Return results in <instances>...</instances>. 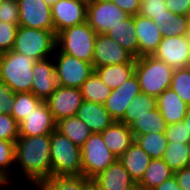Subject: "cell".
Masks as SVG:
<instances>
[{
    "instance_id": "obj_1",
    "label": "cell",
    "mask_w": 190,
    "mask_h": 190,
    "mask_svg": "<svg viewBox=\"0 0 190 190\" xmlns=\"http://www.w3.org/2000/svg\"><path fill=\"white\" fill-rule=\"evenodd\" d=\"M51 134L19 136L15 143V168L25 184L44 181L52 176L50 157Z\"/></svg>"
},
{
    "instance_id": "obj_2",
    "label": "cell",
    "mask_w": 190,
    "mask_h": 190,
    "mask_svg": "<svg viewBox=\"0 0 190 190\" xmlns=\"http://www.w3.org/2000/svg\"><path fill=\"white\" fill-rule=\"evenodd\" d=\"M175 69L153 55L136 58L135 72L140 90L157 98L170 88Z\"/></svg>"
},
{
    "instance_id": "obj_3",
    "label": "cell",
    "mask_w": 190,
    "mask_h": 190,
    "mask_svg": "<svg viewBox=\"0 0 190 190\" xmlns=\"http://www.w3.org/2000/svg\"><path fill=\"white\" fill-rule=\"evenodd\" d=\"M36 61L13 50L0 54V81L14 93L32 92V67Z\"/></svg>"
},
{
    "instance_id": "obj_4",
    "label": "cell",
    "mask_w": 190,
    "mask_h": 190,
    "mask_svg": "<svg viewBox=\"0 0 190 190\" xmlns=\"http://www.w3.org/2000/svg\"><path fill=\"white\" fill-rule=\"evenodd\" d=\"M52 176H82L81 148L57 129L51 134Z\"/></svg>"
},
{
    "instance_id": "obj_5",
    "label": "cell",
    "mask_w": 190,
    "mask_h": 190,
    "mask_svg": "<svg viewBox=\"0 0 190 190\" xmlns=\"http://www.w3.org/2000/svg\"><path fill=\"white\" fill-rule=\"evenodd\" d=\"M97 33L87 22L74 25L56 35V47L67 55L92 64Z\"/></svg>"
},
{
    "instance_id": "obj_6",
    "label": "cell",
    "mask_w": 190,
    "mask_h": 190,
    "mask_svg": "<svg viewBox=\"0 0 190 190\" xmlns=\"http://www.w3.org/2000/svg\"><path fill=\"white\" fill-rule=\"evenodd\" d=\"M12 50L37 61L48 59L56 50V34L54 31L19 25Z\"/></svg>"
},
{
    "instance_id": "obj_7",
    "label": "cell",
    "mask_w": 190,
    "mask_h": 190,
    "mask_svg": "<svg viewBox=\"0 0 190 190\" xmlns=\"http://www.w3.org/2000/svg\"><path fill=\"white\" fill-rule=\"evenodd\" d=\"M80 148L82 176L88 179H94L118 159L106 146L101 133H92Z\"/></svg>"
},
{
    "instance_id": "obj_8",
    "label": "cell",
    "mask_w": 190,
    "mask_h": 190,
    "mask_svg": "<svg viewBox=\"0 0 190 190\" xmlns=\"http://www.w3.org/2000/svg\"><path fill=\"white\" fill-rule=\"evenodd\" d=\"M52 57L59 86L80 89L88 77L95 72L93 64L62 53L57 47Z\"/></svg>"
},
{
    "instance_id": "obj_9",
    "label": "cell",
    "mask_w": 190,
    "mask_h": 190,
    "mask_svg": "<svg viewBox=\"0 0 190 190\" xmlns=\"http://www.w3.org/2000/svg\"><path fill=\"white\" fill-rule=\"evenodd\" d=\"M128 17L110 0H88L86 22L97 34H106Z\"/></svg>"
},
{
    "instance_id": "obj_10",
    "label": "cell",
    "mask_w": 190,
    "mask_h": 190,
    "mask_svg": "<svg viewBox=\"0 0 190 190\" xmlns=\"http://www.w3.org/2000/svg\"><path fill=\"white\" fill-rule=\"evenodd\" d=\"M153 56L174 69L190 67V40L188 35L163 37Z\"/></svg>"
},
{
    "instance_id": "obj_11",
    "label": "cell",
    "mask_w": 190,
    "mask_h": 190,
    "mask_svg": "<svg viewBox=\"0 0 190 190\" xmlns=\"http://www.w3.org/2000/svg\"><path fill=\"white\" fill-rule=\"evenodd\" d=\"M88 0H58L51 6L54 32L86 22Z\"/></svg>"
},
{
    "instance_id": "obj_12",
    "label": "cell",
    "mask_w": 190,
    "mask_h": 190,
    "mask_svg": "<svg viewBox=\"0 0 190 190\" xmlns=\"http://www.w3.org/2000/svg\"><path fill=\"white\" fill-rule=\"evenodd\" d=\"M19 25L54 31L51 6L45 0H18Z\"/></svg>"
},
{
    "instance_id": "obj_13",
    "label": "cell",
    "mask_w": 190,
    "mask_h": 190,
    "mask_svg": "<svg viewBox=\"0 0 190 190\" xmlns=\"http://www.w3.org/2000/svg\"><path fill=\"white\" fill-rule=\"evenodd\" d=\"M54 120L76 116L83 102V96L79 88L57 86L54 93L46 100Z\"/></svg>"
},
{
    "instance_id": "obj_14",
    "label": "cell",
    "mask_w": 190,
    "mask_h": 190,
    "mask_svg": "<svg viewBox=\"0 0 190 190\" xmlns=\"http://www.w3.org/2000/svg\"><path fill=\"white\" fill-rule=\"evenodd\" d=\"M126 62H136V58L107 34L96 35L92 59L94 68Z\"/></svg>"
},
{
    "instance_id": "obj_15",
    "label": "cell",
    "mask_w": 190,
    "mask_h": 190,
    "mask_svg": "<svg viewBox=\"0 0 190 190\" xmlns=\"http://www.w3.org/2000/svg\"><path fill=\"white\" fill-rule=\"evenodd\" d=\"M57 122L49 110L46 101H42L32 112L19 124V136H39L52 134L56 129Z\"/></svg>"
},
{
    "instance_id": "obj_16",
    "label": "cell",
    "mask_w": 190,
    "mask_h": 190,
    "mask_svg": "<svg viewBox=\"0 0 190 190\" xmlns=\"http://www.w3.org/2000/svg\"><path fill=\"white\" fill-rule=\"evenodd\" d=\"M141 93L140 85L134 74L129 80L115 90L104 103L105 109L115 121H120L133 99Z\"/></svg>"
},
{
    "instance_id": "obj_17",
    "label": "cell",
    "mask_w": 190,
    "mask_h": 190,
    "mask_svg": "<svg viewBox=\"0 0 190 190\" xmlns=\"http://www.w3.org/2000/svg\"><path fill=\"white\" fill-rule=\"evenodd\" d=\"M32 71L34 75L32 93L41 100L46 101L58 86L53 57L36 61Z\"/></svg>"
},
{
    "instance_id": "obj_18",
    "label": "cell",
    "mask_w": 190,
    "mask_h": 190,
    "mask_svg": "<svg viewBox=\"0 0 190 190\" xmlns=\"http://www.w3.org/2000/svg\"><path fill=\"white\" fill-rule=\"evenodd\" d=\"M134 26L138 41V57L153 55L163 38L159 26L152 19L139 14L134 16Z\"/></svg>"
},
{
    "instance_id": "obj_19",
    "label": "cell",
    "mask_w": 190,
    "mask_h": 190,
    "mask_svg": "<svg viewBox=\"0 0 190 190\" xmlns=\"http://www.w3.org/2000/svg\"><path fill=\"white\" fill-rule=\"evenodd\" d=\"M76 117L82 120L92 133H101L115 121L104 104L85 100L78 109Z\"/></svg>"
},
{
    "instance_id": "obj_20",
    "label": "cell",
    "mask_w": 190,
    "mask_h": 190,
    "mask_svg": "<svg viewBox=\"0 0 190 190\" xmlns=\"http://www.w3.org/2000/svg\"><path fill=\"white\" fill-rule=\"evenodd\" d=\"M108 149L119 158L134 142L135 137L130 127L120 121H114L101 132Z\"/></svg>"
},
{
    "instance_id": "obj_21",
    "label": "cell",
    "mask_w": 190,
    "mask_h": 190,
    "mask_svg": "<svg viewBox=\"0 0 190 190\" xmlns=\"http://www.w3.org/2000/svg\"><path fill=\"white\" fill-rule=\"evenodd\" d=\"M94 179L102 190H128L136 183L119 159Z\"/></svg>"
},
{
    "instance_id": "obj_22",
    "label": "cell",
    "mask_w": 190,
    "mask_h": 190,
    "mask_svg": "<svg viewBox=\"0 0 190 190\" xmlns=\"http://www.w3.org/2000/svg\"><path fill=\"white\" fill-rule=\"evenodd\" d=\"M157 106L168 125L183 121L188 109V105L171 88L157 97Z\"/></svg>"
},
{
    "instance_id": "obj_23",
    "label": "cell",
    "mask_w": 190,
    "mask_h": 190,
    "mask_svg": "<svg viewBox=\"0 0 190 190\" xmlns=\"http://www.w3.org/2000/svg\"><path fill=\"white\" fill-rule=\"evenodd\" d=\"M118 159L129 175L138 183L152 158L134 142Z\"/></svg>"
},
{
    "instance_id": "obj_24",
    "label": "cell",
    "mask_w": 190,
    "mask_h": 190,
    "mask_svg": "<svg viewBox=\"0 0 190 190\" xmlns=\"http://www.w3.org/2000/svg\"><path fill=\"white\" fill-rule=\"evenodd\" d=\"M102 82L115 90L129 80L135 72V62H126L94 68Z\"/></svg>"
},
{
    "instance_id": "obj_25",
    "label": "cell",
    "mask_w": 190,
    "mask_h": 190,
    "mask_svg": "<svg viewBox=\"0 0 190 190\" xmlns=\"http://www.w3.org/2000/svg\"><path fill=\"white\" fill-rule=\"evenodd\" d=\"M121 47L128 51L134 58H138V41L135 33L134 16L121 21L117 26L106 33Z\"/></svg>"
},
{
    "instance_id": "obj_26",
    "label": "cell",
    "mask_w": 190,
    "mask_h": 190,
    "mask_svg": "<svg viewBox=\"0 0 190 190\" xmlns=\"http://www.w3.org/2000/svg\"><path fill=\"white\" fill-rule=\"evenodd\" d=\"M152 20L159 26L163 37L188 35L190 25L187 15L174 14L166 9L165 14L152 16Z\"/></svg>"
},
{
    "instance_id": "obj_27",
    "label": "cell",
    "mask_w": 190,
    "mask_h": 190,
    "mask_svg": "<svg viewBox=\"0 0 190 190\" xmlns=\"http://www.w3.org/2000/svg\"><path fill=\"white\" fill-rule=\"evenodd\" d=\"M174 176V171L162 158L151 159L143 177L138 182L146 190H153L158 185Z\"/></svg>"
},
{
    "instance_id": "obj_28",
    "label": "cell",
    "mask_w": 190,
    "mask_h": 190,
    "mask_svg": "<svg viewBox=\"0 0 190 190\" xmlns=\"http://www.w3.org/2000/svg\"><path fill=\"white\" fill-rule=\"evenodd\" d=\"M129 127L135 137L153 132L165 134L168 124L157 108L150 111L149 114L138 117Z\"/></svg>"
},
{
    "instance_id": "obj_29",
    "label": "cell",
    "mask_w": 190,
    "mask_h": 190,
    "mask_svg": "<svg viewBox=\"0 0 190 190\" xmlns=\"http://www.w3.org/2000/svg\"><path fill=\"white\" fill-rule=\"evenodd\" d=\"M56 129L79 147H81L92 134L86 124L76 116L59 120Z\"/></svg>"
},
{
    "instance_id": "obj_30",
    "label": "cell",
    "mask_w": 190,
    "mask_h": 190,
    "mask_svg": "<svg viewBox=\"0 0 190 190\" xmlns=\"http://www.w3.org/2000/svg\"><path fill=\"white\" fill-rule=\"evenodd\" d=\"M81 93L83 100L98 104H104L112 92L106 86L96 72H93L88 79L82 84Z\"/></svg>"
},
{
    "instance_id": "obj_31",
    "label": "cell",
    "mask_w": 190,
    "mask_h": 190,
    "mask_svg": "<svg viewBox=\"0 0 190 190\" xmlns=\"http://www.w3.org/2000/svg\"><path fill=\"white\" fill-rule=\"evenodd\" d=\"M157 108V98L141 92L133 99L120 122L130 126L138 117L149 114Z\"/></svg>"
},
{
    "instance_id": "obj_32",
    "label": "cell",
    "mask_w": 190,
    "mask_h": 190,
    "mask_svg": "<svg viewBox=\"0 0 190 190\" xmlns=\"http://www.w3.org/2000/svg\"><path fill=\"white\" fill-rule=\"evenodd\" d=\"M135 142L152 158H163L168 145L166 134L149 133L135 136Z\"/></svg>"
},
{
    "instance_id": "obj_33",
    "label": "cell",
    "mask_w": 190,
    "mask_h": 190,
    "mask_svg": "<svg viewBox=\"0 0 190 190\" xmlns=\"http://www.w3.org/2000/svg\"><path fill=\"white\" fill-rule=\"evenodd\" d=\"M42 101L32 92H18L16 93L10 115L20 124Z\"/></svg>"
},
{
    "instance_id": "obj_34",
    "label": "cell",
    "mask_w": 190,
    "mask_h": 190,
    "mask_svg": "<svg viewBox=\"0 0 190 190\" xmlns=\"http://www.w3.org/2000/svg\"><path fill=\"white\" fill-rule=\"evenodd\" d=\"M174 171L182 170L190 166L187 144L168 143L162 158Z\"/></svg>"
},
{
    "instance_id": "obj_35",
    "label": "cell",
    "mask_w": 190,
    "mask_h": 190,
    "mask_svg": "<svg viewBox=\"0 0 190 190\" xmlns=\"http://www.w3.org/2000/svg\"><path fill=\"white\" fill-rule=\"evenodd\" d=\"M15 143L0 139V178L14 182L15 174ZM14 167V168H13Z\"/></svg>"
},
{
    "instance_id": "obj_36",
    "label": "cell",
    "mask_w": 190,
    "mask_h": 190,
    "mask_svg": "<svg viewBox=\"0 0 190 190\" xmlns=\"http://www.w3.org/2000/svg\"><path fill=\"white\" fill-rule=\"evenodd\" d=\"M170 88L190 106V67L175 69Z\"/></svg>"
},
{
    "instance_id": "obj_37",
    "label": "cell",
    "mask_w": 190,
    "mask_h": 190,
    "mask_svg": "<svg viewBox=\"0 0 190 190\" xmlns=\"http://www.w3.org/2000/svg\"><path fill=\"white\" fill-rule=\"evenodd\" d=\"M44 181L53 190H84V176H51Z\"/></svg>"
},
{
    "instance_id": "obj_38",
    "label": "cell",
    "mask_w": 190,
    "mask_h": 190,
    "mask_svg": "<svg viewBox=\"0 0 190 190\" xmlns=\"http://www.w3.org/2000/svg\"><path fill=\"white\" fill-rule=\"evenodd\" d=\"M19 137V124L9 113L0 114V139L16 142Z\"/></svg>"
},
{
    "instance_id": "obj_39",
    "label": "cell",
    "mask_w": 190,
    "mask_h": 190,
    "mask_svg": "<svg viewBox=\"0 0 190 190\" xmlns=\"http://www.w3.org/2000/svg\"><path fill=\"white\" fill-rule=\"evenodd\" d=\"M18 27L15 24L0 21V54L13 49Z\"/></svg>"
},
{
    "instance_id": "obj_40",
    "label": "cell",
    "mask_w": 190,
    "mask_h": 190,
    "mask_svg": "<svg viewBox=\"0 0 190 190\" xmlns=\"http://www.w3.org/2000/svg\"><path fill=\"white\" fill-rule=\"evenodd\" d=\"M0 21L19 26L18 0H0Z\"/></svg>"
},
{
    "instance_id": "obj_41",
    "label": "cell",
    "mask_w": 190,
    "mask_h": 190,
    "mask_svg": "<svg viewBox=\"0 0 190 190\" xmlns=\"http://www.w3.org/2000/svg\"><path fill=\"white\" fill-rule=\"evenodd\" d=\"M165 134L168 143L180 142L183 144H187L190 141V133L187 132L184 121L169 124Z\"/></svg>"
},
{
    "instance_id": "obj_42",
    "label": "cell",
    "mask_w": 190,
    "mask_h": 190,
    "mask_svg": "<svg viewBox=\"0 0 190 190\" xmlns=\"http://www.w3.org/2000/svg\"><path fill=\"white\" fill-rule=\"evenodd\" d=\"M166 0H141L139 15L152 19L166 13Z\"/></svg>"
},
{
    "instance_id": "obj_43",
    "label": "cell",
    "mask_w": 190,
    "mask_h": 190,
    "mask_svg": "<svg viewBox=\"0 0 190 190\" xmlns=\"http://www.w3.org/2000/svg\"><path fill=\"white\" fill-rule=\"evenodd\" d=\"M14 93L5 83L0 81V108L3 113H9L15 101Z\"/></svg>"
},
{
    "instance_id": "obj_44",
    "label": "cell",
    "mask_w": 190,
    "mask_h": 190,
    "mask_svg": "<svg viewBox=\"0 0 190 190\" xmlns=\"http://www.w3.org/2000/svg\"><path fill=\"white\" fill-rule=\"evenodd\" d=\"M129 16L139 13L141 0H110Z\"/></svg>"
},
{
    "instance_id": "obj_45",
    "label": "cell",
    "mask_w": 190,
    "mask_h": 190,
    "mask_svg": "<svg viewBox=\"0 0 190 190\" xmlns=\"http://www.w3.org/2000/svg\"><path fill=\"white\" fill-rule=\"evenodd\" d=\"M167 9L178 15H187L190 8V0H166Z\"/></svg>"
},
{
    "instance_id": "obj_46",
    "label": "cell",
    "mask_w": 190,
    "mask_h": 190,
    "mask_svg": "<svg viewBox=\"0 0 190 190\" xmlns=\"http://www.w3.org/2000/svg\"><path fill=\"white\" fill-rule=\"evenodd\" d=\"M181 190H190V166L174 172Z\"/></svg>"
},
{
    "instance_id": "obj_47",
    "label": "cell",
    "mask_w": 190,
    "mask_h": 190,
    "mask_svg": "<svg viewBox=\"0 0 190 190\" xmlns=\"http://www.w3.org/2000/svg\"><path fill=\"white\" fill-rule=\"evenodd\" d=\"M153 190H181V189H180L178 181L174 175L171 178H169L168 180H165L163 183L158 185Z\"/></svg>"
},
{
    "instance_id": "obj_48",
    "label": "cell",
    "mask_w": 190,
    "mask_h": 190,
    "mask_svg": "<svg viewBox=\"0 0 190 190\" xmlns=\"http://www.w3.org/2000/svg\"><path fill=\"white\" fill-rule=\"evenodd\" d=\"M84 190H102V189L95 179H88L84 177Z\"/></svg>"
},
{
    "instance_id": "obj_49",
    "label": "cell",
    "mask_w": 190,
    "mask_h": 190,
    "mask_svg": "<svg viewBox=\"0 0 190 190\" xmlns=\"http://www.w3.org/2000/svg\"><path fill=\"white\" fill-rule=\"evenodd\" d=\"M27 185H30L31 190H53L45 181H34L30 182Z\"/></svg>"
},
{
    "instance_id": "obj_50",
    "label": "cell",
    "mask_w": 190,
    "mask_h": 190,
    "mask_svg": "<svg viewBox=\"0 0 190 190\" xmlns=\"http://www.w3.org/2000/svg\"><path fill=\"white\" fill-rule=\"evenodd\" d=\"M183 121L185 122L187 132L190 133V106H188L187 114Z\"/></svg>"
},
{
    "instance_id": "obj_51",
    "label": "cell",
    "mask_w": 190,
    "mask_h": 190,
    "mask_svg": "<svg viewBox=\"0 0 190 190\" xmlns=\"http://www.w3.org/2000/svg\"><path fill=\"white\" fill-rule=\"evenodd\" d=\"M12 182L3 178H0V190H4L7 187V190L9 189L8 186H12Z\"/></svg>"
},
{
    "instance_id": "obj_52",
    "label": "cell",
    "mask_w": 190,
    "mask_h": 190,
    "mask_svg": "<svg viewBox=\"0 0 190 190\" xmlns=\"http://www.w3.org/2000/svg\"><path fill=\"white\" fill-rule=\"evenodd\" d=\"M128 190H146L142 185L139 183H135L132 187H130Z\"/></svg>"
},
{
    "instance_id": "obj_53",
    "label": "cell",
    "mask_w": 190,
    "mask_h": 190,
    "mask_svg": "<svg viewBox=\"0 0 190 190\" xmlns=\"http://www.w3.org/2000/svg\"><path fill=\"white\" fill-rule=\"evenodd\" d=\"M187 19H188L189 25H190V8H189V11H188V14H187ZM188 37H189V40H190V27H189V31H188Z\"/></svg>"
},
{
    "instance_id": "obj_54",
    "label": "cell",
    "mask_w": 190,
    "mask_h": 190,
    "mask_svg": "<svg viewBox=\"0 0 190 190\" xmlns=\"http://www.w3.org/2000/svg\"><path fill=\"white\" fill-rule=\"evenodd\" d=\"M58 0H45V2L47 4H49L50 6H52L53 4H55Z\"/></svg>"
},
{
    "instance_id": "obj_55",
    "label": "cell",
    "mask_w": 190,
    "mask_h": 190,
    "mask_svg": "<svg viewBox=\"0 0 190 190\" xmlns=\"http://www.w3.org/2000/svg\"><path fill=\"white\" fill-rule=\"evenodd\" d=\"M187 149H188V155H189V160H190V141L187 143Z\"/></svg>"
}]
</instances>
